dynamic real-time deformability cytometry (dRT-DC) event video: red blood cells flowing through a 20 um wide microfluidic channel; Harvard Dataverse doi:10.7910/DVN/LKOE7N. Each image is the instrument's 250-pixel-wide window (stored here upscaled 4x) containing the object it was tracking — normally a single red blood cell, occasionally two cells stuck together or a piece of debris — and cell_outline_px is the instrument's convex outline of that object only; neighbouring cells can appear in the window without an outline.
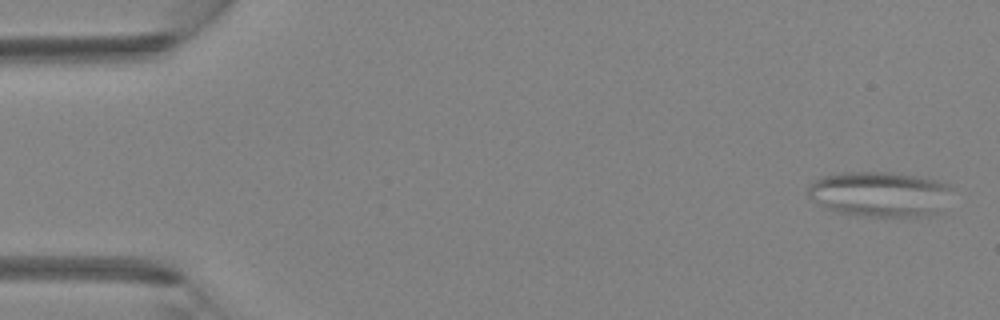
{"species": "Egyptian fruit bat (a non-hibernating species)", "species_latin": "Rousettus aegyptiacus", "temperature_condition": "room temperature", "stored_images_in_passage": 5, "camera_frame_rate_fps": 3000, "um_per_image_px": 0.085, "animal": {"sex": "female"}, "frame": {"image": 1, "passage_image": 1, "time_ms": 0.0, "image_size_px": [1000, 320], "cell_outline_px": [[952, 188], [936, 212], [932, 216], [868, 216], [836, 212], [824, 208], [812, 200], [808, 196], [808, 184], [820, 176], [844, 172], [892, 172], [924, 176], [948, 184]], "centroid_in_image_um": [74.71, 16.47], "position_along_channel_um": 10.3, "area_um2": 38.03}}